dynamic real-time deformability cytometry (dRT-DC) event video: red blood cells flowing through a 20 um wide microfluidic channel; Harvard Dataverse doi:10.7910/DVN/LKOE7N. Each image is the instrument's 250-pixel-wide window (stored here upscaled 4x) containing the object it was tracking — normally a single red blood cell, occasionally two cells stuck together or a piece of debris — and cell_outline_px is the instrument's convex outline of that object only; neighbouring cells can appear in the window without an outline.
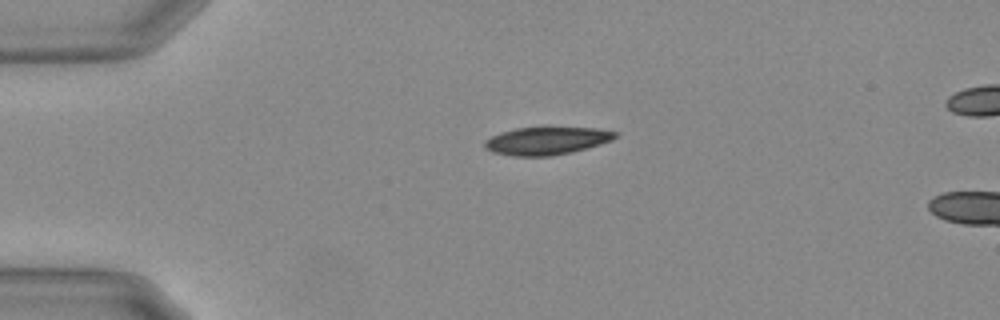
{"species": "Egyptian fruit bat (a non-hibernating species)", "species_latin": "Rousettus aegyptiacus", "temperature_condition": "warm", "stored_images_in_passage": 43, "camera_frame_rate_fps": 3000, "um_per_image_px": 0.085, "animal": {"sex": "female"}, "frame": {"image": 1, "passage_image": 1, "time_ms": 0.0, "image_size_px": [1000, 320], "cell_outline_px": [[620, 136], [612, 140], [600, 144], [572, 152], [552, 156], [512, 156], [492, 152], [484, 148], [484, 140], [500, 132], [516, 128], [548, 124], [596, 128], [616, 132]], "centroid_in_image_um": [46.47, 11.91], "position_along_channel_um": 38.5, "area_um2": 22.25}}
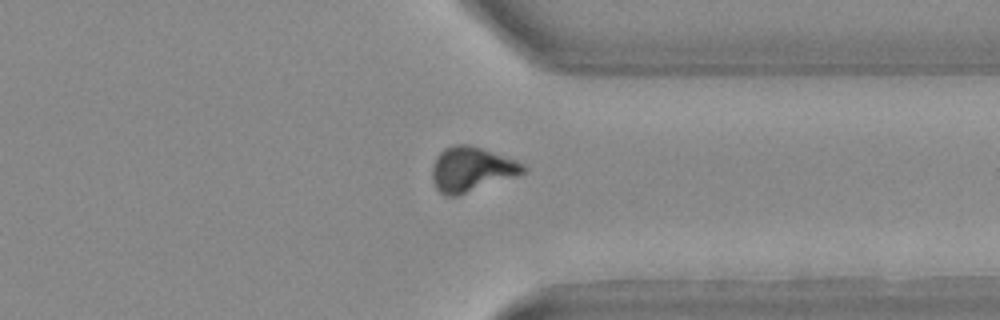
{"frame": {"image": 2, "passage_image": 31, "time_ms": 10.0, "image_size_px": [1000, 320], "cell_outline_px": [[528, 172], [456, 196], [444, 196], [436, 188], [432, 180], [432, 164], [436, 156], [444, 148], [452, 144], [468, 144], [516, 160], [524, 164], [528, 168]], "centroid_in_image_um": [40.06, 14.38], "position_along_channel_um": 371.3, "area_um2": 23.76}}
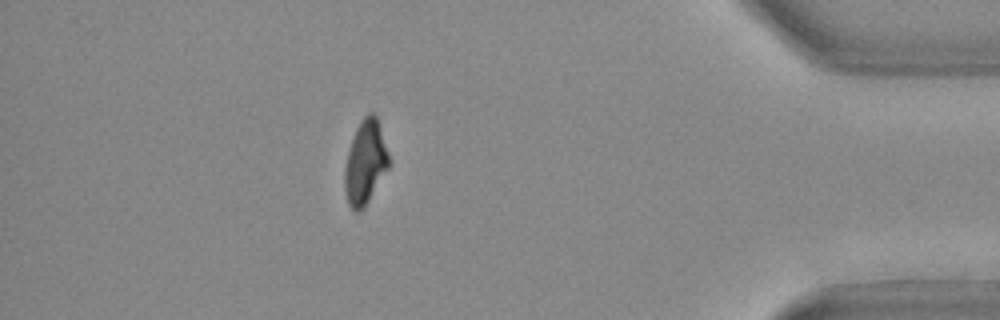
{"frame": {"image": 3, "passage_image": 37, "time_ms": 12.0, "image_size_px": [1000, 320], "cell_outline_px": [[392, 164], [364, 208], [356, 212], [348, 204], [344, 188], [344, 168], [348, 152], [356, 128], [360, 120], [368, 112], [372, 112], [376, 116], [380, 124], [392, 160]], "centroid_in_image_um": [31.09, 13.79], "position_along_channel_um": 404.1, "area_um2": 22.14}, "authors_computed_cell_mechanics": {"area_um2": 23.0044, "velocity_mm_per_s": 3.717, "shape_relaxation_time_tau1_ms": 8.3985, "shape_relaxation_time_tau2_ms": 7.59, "deformation_change_tau1": 0.2244, "deformation_change_tau2": 0.1382}}